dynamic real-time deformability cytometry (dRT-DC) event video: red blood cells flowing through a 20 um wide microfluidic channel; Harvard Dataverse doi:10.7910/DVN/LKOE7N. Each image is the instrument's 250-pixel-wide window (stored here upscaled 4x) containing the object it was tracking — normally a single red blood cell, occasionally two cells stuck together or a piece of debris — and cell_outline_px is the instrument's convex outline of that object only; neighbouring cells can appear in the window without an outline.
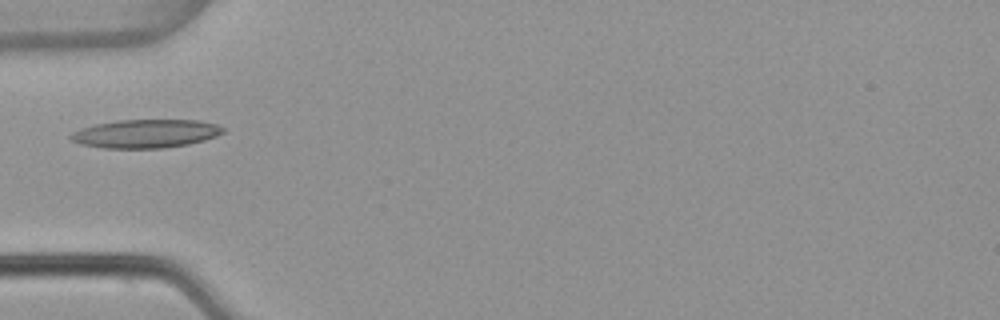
{"species": "common noctule bat (a hibernating species)", "species_latin": "Nyctalus noctula", "temperature_condition": "warm", "stored_images_in_passage": 4, "camera_frame_rate_fps": 3000, "um_per_image_px": 0.085, "animal": {"sex": "female", "body_mass_g": 22.7, "forearm_length_mm": 54.2}, "frame": {"image": 1, "passage_image": 4, "time_ms": 1.0, "image_size_px": [1000, 320], "cell_outline_px": [[224, 132], [216, 136], [204, 140], [188, 144], [164, 148], [104, 148], [80, 144], [72, 140], [68, 136], [72, 132], [80, 128], [96, 124], [116, 120], [200, 120], [216, 124], [224, 128]], "centroid_in_image_um": [12.37, 11.36], "position_along_channel_um": 72.6, "area_um2": 25.32}}